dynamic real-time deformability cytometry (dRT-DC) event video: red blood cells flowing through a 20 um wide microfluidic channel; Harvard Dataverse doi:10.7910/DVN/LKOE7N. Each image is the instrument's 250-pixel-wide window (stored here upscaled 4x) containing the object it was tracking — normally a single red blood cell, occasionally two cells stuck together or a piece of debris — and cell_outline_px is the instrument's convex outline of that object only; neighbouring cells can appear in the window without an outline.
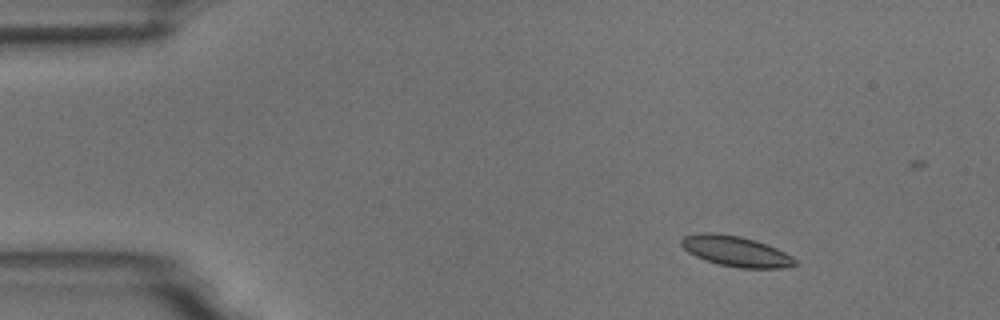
{"species": "common noctule bat (a hibernating species)", "species_latin": "Nyctalus noctula", "temperature_condition": "room temperature", "stored_images_in_passage": 10, "camera_frame_rate_fps": 3000, "um_per_image_px": 0.085, "animal": {"sex": "male", "body_mass_g": 18.8}, "frame": {"image": 1, "passage_image": 1, "time_ms": 0.0, "image_size_px": [1000, 320], "cell_outline_px": [[796, 264], [784, 268], [740, 268], [720, 264], [696, 256], [688, 252], [680, 244], [680, 240], [684, 236], [700, 232], [712, 232], [740, 236], [776, 248], [792, 256], [796, 260]], "centroid_in_image_um": [62.52, 21.35], "position_along_channel_um": 22.5, "area_um2": 19.88}}
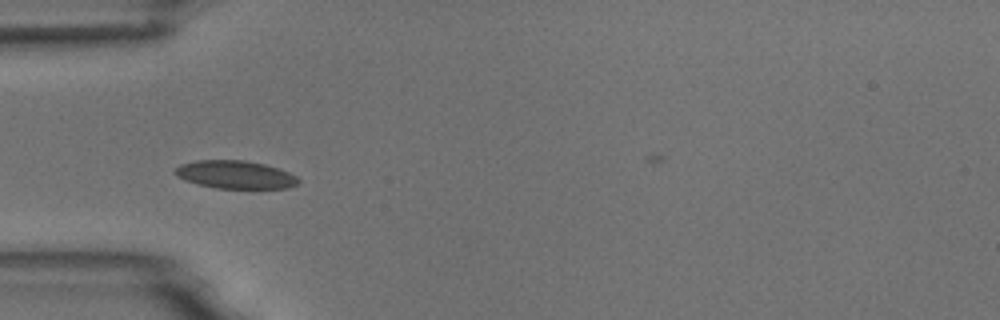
{"frame": {"image": 2, "passage_image": 4, "time_ms": 3.333, "image_size_px": [1000, 320], "cell_outline_px": [[300, 184], [288, 188], [216, 188], [184, 180], [176, 176], [172, 172], [180, 164], [196, 160], [244, 160], [264, 164], [280, 168], [296, 176], [300, 180]], "centroid_in_image_um": [20.01, 14.84], "position_along_channel_um": 65.0, "area_um2": 20.23}}
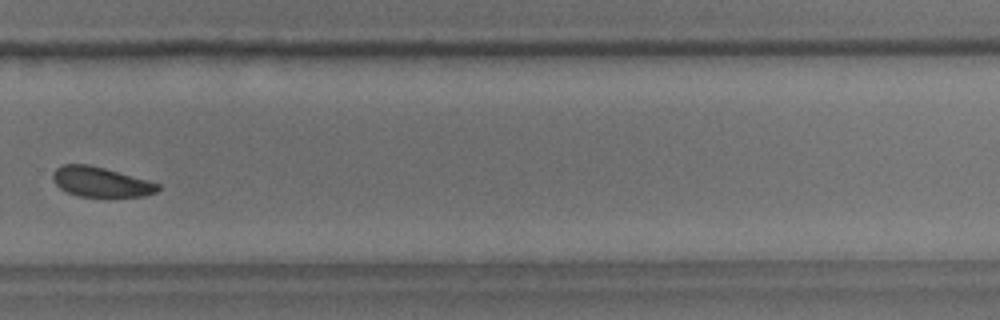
{"frame": {"image": 3, "passage_image": 10, "time_ms": 10.333, "image_size_px": [1000, 320], "cell_outline_px": [[160, 188], [156, 192], [144, 196], [76, 196], [60, 188], [52, 180], [52, 172], [56, 168], [64, 164], [88, 164], [104, 168], [148, 180], [160, 184]], "centroid_in_image_um": [8.54, 15.46], "position_along_channel_um": 321.3, "area_um2": 18.21}}